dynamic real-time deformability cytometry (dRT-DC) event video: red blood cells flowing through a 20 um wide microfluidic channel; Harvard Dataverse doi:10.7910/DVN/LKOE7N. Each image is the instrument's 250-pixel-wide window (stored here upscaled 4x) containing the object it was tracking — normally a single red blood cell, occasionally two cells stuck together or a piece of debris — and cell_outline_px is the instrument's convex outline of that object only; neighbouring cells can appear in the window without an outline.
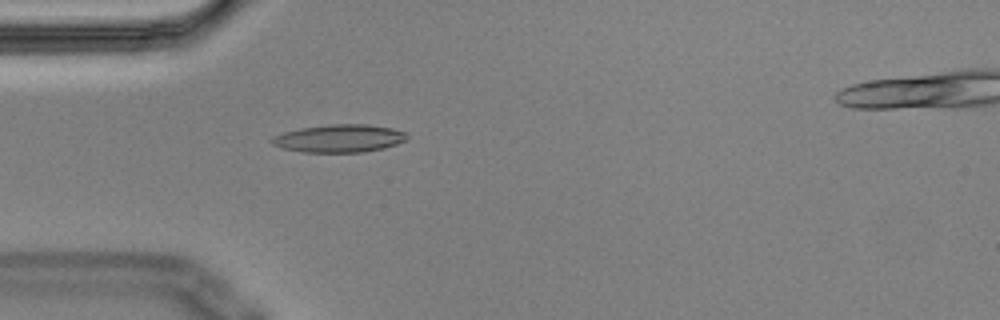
{"species": "Egyptian fruit bat (a non-hibernating species)", "species_latin": "Rousettus aegyptiacus", "temperature_condition": "cold", "stored_images_in_passage": 6, "camera_frame_rate_fps": 3000, "um_per_image_px": 0.085, "animal": {"sex": "male"}, "frame": {"image": 1, "passage_image": 5, "time_ms": 1.333, "image_size_px": [1000, 320], "cell_outline_px": [[408, 136], [404, 140], [396, 144], [384, 148], [364, 152], [304, 152], [284, 148], [272, 144], [272, 136], [284, 132], [300, 128], [328, 124], [364, 124], [392, 128], [404, 132]], "centroid_in_image_um": [28.83, 11.76], "position_along_channel_um": 56.2, "area_um2": 21.73}}